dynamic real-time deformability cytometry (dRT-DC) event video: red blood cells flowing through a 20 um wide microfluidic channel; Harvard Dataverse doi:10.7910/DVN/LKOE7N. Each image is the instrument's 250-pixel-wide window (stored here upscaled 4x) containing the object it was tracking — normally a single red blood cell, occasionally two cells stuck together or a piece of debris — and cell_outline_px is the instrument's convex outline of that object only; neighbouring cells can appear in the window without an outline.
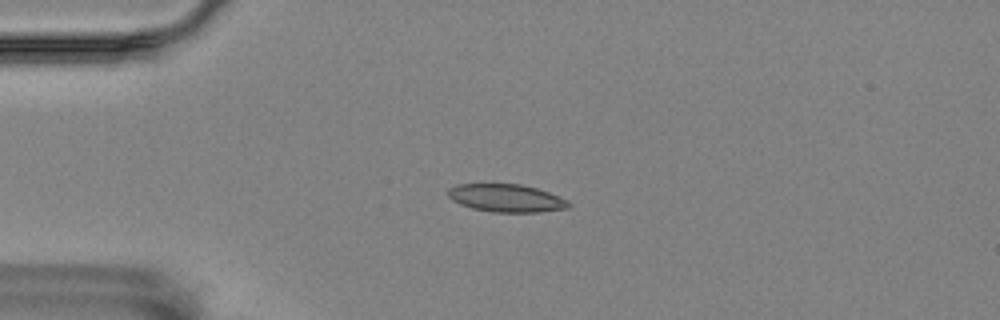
{"species": "Egyptian fruit bat (a non-hibernating species)", "species_latin": "Rousettus aegyptiacus", "temperature_condition": "room temperature", "stored_images_in_passage": 46, "camera_frame_rate_fps": 3000, "um_per_image_px": 0.085, "animal": {"sex": "female"}, "frame": {"image": 1, "passage_image": 3, "time_ms": 0.667, "image_size_px": [1000, 320], "cell_outline_px": [[572, 204], [568, 208], [536, 212], [492, 212], [472, 208], [460, 204], [452, 200], [448, 196], [448, 188], [460, 184], [520, 184], [536, 188], [548, 192], [568, 200]], "centroid_in_image_um": [43.03, 16.84], "position_along_channel_um": 42.0, "area_um2": 19.48}}
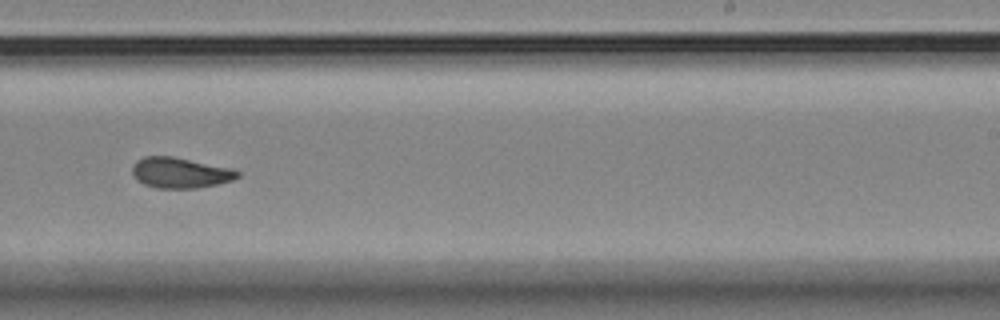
{"frame": {"image": 2, "passage_image": 25, "time_ms": 8.0, "image_size_px": [1000, 320], "cell_outline_px": [[240, 176], [232, 180], [216, 184], [196, 188], [156, 188], [144, 184], [136, 180], [132, 172], [132, 164], [136, 160], [144, 156], [172, 156], [232, 168], [240, 172]], "centroid_in_image_um": [15.29, 14.68], "position_along_channel_um": 273.7, "area_um2": 18.84}}
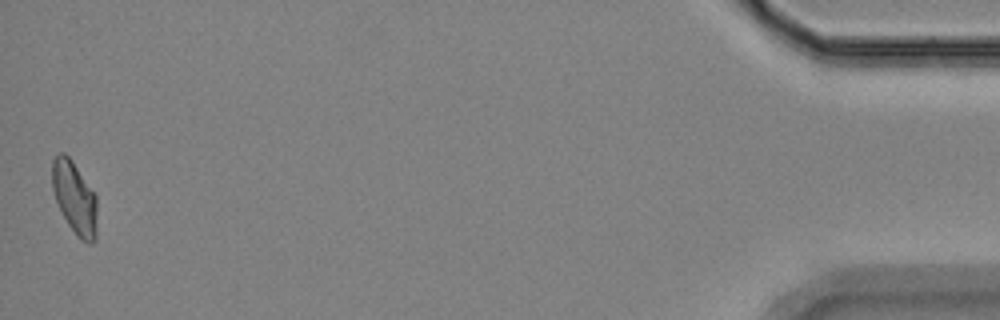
{"frame": {"image": 3, "passage_image": 46, "time_ms": 15.0, "image_size_px": [1000, 320], "cell_outline_px": [[96, 240], [92, 244], [88, 244], [80, 240], [76, 236], [68, 224], [56, 200], [52, 188], [52, 160], [60, 152], [64, 152], [72, 160], [96, 196]], "centroid_in_image_um": [6.34, 16.84], "position_along_channel_um": 428.9, "area_um2": 18.9}, "authors_computed_cell_mechanics": {"area_um2": 18.8717, "velocity_mm_per_s": 3.4765, "shape_relaxation_time_tau1_ms": null, "shape_relaxation_time_tau2_ms": 1.7471, "deformation_change_tau1": null, "deformation_change_tau2": 0.0789}}